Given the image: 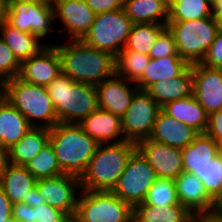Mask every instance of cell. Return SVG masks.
Segmentation results:
<instances>
[{
  "label": "cell",
  "instance_id": "obj_14",
  "mask_svg": "<svg viewBox=\"0 0 222 222\" xmlns=\"http://www.w3.org/2000/svg\"><path fill=\"white\" fill-rule=\"evenodd\" d=\"M136 145L137 150L154 169L157 177L175 180L184 171L181 149L150 138L141 140Z\"/></svg>",
  "mask_w": 222,
  "mask_h": 222
},
{
  "label": "cell",
  "instance_id": "obj_33",
  "mask_svg": "<svg viewBox=\"0 0 222 222\" xmlns=\"http://www.w3.org/2000/svg\"><path fill=\"white\" fill-rule=\"evenodd\" d=\"M24 166L37 181L63 174L50 142Z\"/></svg>",
  "mask_w": 222,
  "mask_h": 222
},
{
  "label": "cell",
  "instance_id": "obj_5",
  "mask_svg": "<svg viewBox=\"0 0 222 222\" xmlns=\"http://www.w3.org/2000/svg\"><path fill=\"white\" fill-rule=\"evenodd\" d=\"M4 98L20 111L32 127L53 128L58 124L47 88L19 77L4 82Z\"/></svg>",
  "mask_w": 222,
  "mask_h": 222
},
{
  "label": "cell",
  "instance_id": "obj_47",
  "mask_svg": "<svg viewBox=\"0 0 222 222\" xmlns=\"http://www.w3.org/2000/svg\"><path fill=\"white\" fill-rule=\"evenodd\" d=\"M193 222H222V215L219 212L214 214L195 215Z\"/></svg>",
  "mask_w": 222,
  "mask_h": 222
},
{
  "label": "cell",
  "instance_id": "obj_32",
  "mask_svg": "<svg viewBox=\"0 0 222 222\" xmlns=\"http://www.w3.org/2000/svg\"><path fill=\"white\" fill-rule=\"evenodd\" d=\"M166 26L153 23L133 24L124 49L149 55L156 38Z\"/></svg>",
  "mask_w": 222,
  "mask_h": 222
},
{
  "label": "cell",
  "instance_id": "obj_27",
  "mask_svg": "<svg viewBox=\"0 0 222 222\" xmlns=\"http://www.w3.org/2000/svg\"><path fill=\"white\" fill-rule=\"evenodd\" d=\"M123 9L134 24L168 23L169 2L166 0H124Z\"/></svg>",
  "mask_w": 222,
  "mask_h": 222
},
{
  "label": "cell",
  "instance_id": "obj_9",
  "mask_svg": "<svg viewBox=\"0 0 222 222\" xmlns=\"http://www.w3.org/2000/svg\"><path fill=\"white\" fill-rule=\"evenodd\" d=\"M3 19L21 32L31 33L51 45L50 34L57 27L52 3L7 2Z\"/></svg>",
  "mask_w": 222,
  "mask_h": 222
},
{
  "label": "cell",
  "instance_id": "obj_16",
  "mask_svg": "<svg viewBox=\"0 0 222 222\" xmlns=\"http://www.w3.org/2000/svg\"><path fill=\"white\" fill-rule=\"evenodd\" d=\"M193 95L208 115L222 108V69L202 63L192 65Z\"/></svg>",
  "mask_w": 222,
  "mask_h": 222
},
{
  "label": "cell",
  "instance_id": "obj_55",
  "mask_svg": "<svg viewBox=\"0 0 222 222\" xmlns=\"http://www.w3.org/2000/svg\"><path fill=\"white\" fill-rule=\"evenodd\" d=\"M3 222H17V221H15L13 218H9V219H7L6 221H3Z\"/></svg>",
  "mask_w": 222,
  "mask_h": 222
},
{
  "label": "cell",
  "instance_id": "obj_13",
  "mask_svg": "<svg viewBox=\"0 0 222 222\" xmlns=\"http://www.w3.org/2000/svg\"><path fill=\"white\" fill-rule=\"evenodd\" d=\"M36 186L40 195L51 207L61 210L66 215L76 213L78 197L82 191L79 177L61 174L38 180Z\"/></svg>",
  "mask_w": 222,
  "mask_h": 222
},
{
  "label": "cell",
  "instance_id": "obj_57",
  "mask_svg": "<svg viewBox=\"0 0 222 222\" xmlns=\"http://www.w3.org/2000/svg\"><path fill=\"white\" fill-rule=\"evenodd\" d=\"M129 222H137L134 218H132Z\"/></svg>",
  "mask_w": 222,
  "mask_h": 222
},
{
  "label": "cell",
  "instance_id": "obj_52",
  "mask_svg": "<svg viewBox=\"0 0 222 222\" xmlns=\"http://www.w3.org/2000/svg\"><path fill=\"white\" fill-rule=\"evenodd\" d=\"M4 98V81L0 80V102Z\"/></svg>",
  "mask_w": 222,
  "mask_h": 222
},
{
  "label": "cell",
  "instance_id": "obj_35",
  "mask_svg": "<svg viewBox=\"0 0 222 222\" xmlns=\"http://www.w3.org/2000/svg\"><path fill=\"white\" fill-rule=\"evenodd\" d=\"M204 184L207 194L217 202L222 197V155L219 154L200 171H194Z\"/></svg>",
  "mask_w": 222,
  "mask_h": 222
},
{
  "label": "cell",
  "instance_id": "obj_37",
  "mask_svg": "<svg viewBox=\"0 0 222 222\" xmlns=\"http://www.w3.org/2000/svg\"><path fill=\"white\" fill-rule=\"evenodd\" d=\"M21 63L0 37V80L7 81L19 76Z\"/></svg>",
  "mask_w": 222,
  "mask_h": 222
},
{
  "label": "cell",
  "instance_id": "obj_56",
  "mask_svg": "<svg viewBox=\"0 0 222 222\" xmlns=\"http://www.w3.org/2000/svg\"><path fill=\"white\" fill-rule=\"evenodd\" d=\"M218 212L222 215V206L218 209Z\"/></svg>",
  "mask_w": 222,
  "mask_h": 222
},
{
  "label": "cell",
  "instance_id": "obj_41",
  "mask_svg": "<svg viewBox=\"0 0 222 222\" xmlns=\"http://www.w3.org/2000/svg\"><path fill=\"white\" fill-rule=\"evenodd\" d=\"M95 14L112 12L123 8L124 0H85Z\"/></svg>",
  "mask_w": 222,
  "mask_h": 222
},
{
  "label": "cell",
  "instance_id": "obj_19",
  "mask_svg": "<svg viewBox=\"0 0 222 222\" xmlns=\"http://www.w3.org/2000/svg\"><path fill=\"white\" fill-rule=\"evenodd\" d=\"M78 125L99 144L125 141L121 118L112 112L98 108Z\"/></svg>",
  "mask_w": 222,
  "mask_h": 222
},
{
  "label": "cell",
  "instance_id": "obj_21",
  "mask_svg": "<svg viewBox=\"0 0 222 222\" xmlns=\"http://www.w3.org/2000/svg\"><path fill=\"white\" fill-rule=\"evenodd\" d=\"M161 107L166 103L193 95L194 76L190 65L180 76L169 82L161 80L145 90Z\"/></svg>",
  "mask_w": 222,
  "mask_h": 222
},
{
  "label": "cell",
  "instance_id": "obj_46",
  "mask_svg": "<svg viewBox=\"0 0 222 222\" xmlns=\"http://www.w3.org/2000/svg\"><path fill=\"white\" fill-rule=\"evenodd\" d=\"M212 12L218 30L222 31V0H215L212 3Z\"/></svg>",
  "mask_w": 222,
  "mask_h": 222
},
{
  "label": "cell",
  "instance_id": "obj_44",
  "mask_svg": "<svg viewBox=\"0 0 222 222\" xmlns=\"http://www.w3.org/2000/svg\"><path fill=\"white\" fill-rule=\"evenodd\" d=\"M12 202L0 188V222L12 218Z\"/></svg>",
  "mask_w": 222,
  "mask_h": 222
},
{
  "label": "cell",
  "instance_id": "obj_34",
  "mask_svg": "<svg viewBox=\"0 0 222 222\" xmlns=\"http://www.w3.org/2000/svg\"><path fill=\"white\" fill-rule=\"evenodd\" d=\"M149 55L122 49L116 56V75L136 82L150 61Z\"/></svg>",
  "mask_w": 222,
  "mask_h": 222
},
{
  "label": "cell",
  "instance_id": "obj_51",
  "mask_svg": "<svg viewBox=\"0 0 222 222\" xmlns=\"http://www.w3.org/2000/svg\"><path fill=\"white\" fill-rule=\"evenodd\" d=\"M61 222H80V220L74 214V215H67Z\"/></svg>",
  "mask_w": 222,
  "mask_h": 222
},
{
  "label": "cell",
  "instance_id": "obj_20",
  "mask_svg": "<svg viewBox=\"0 0 222 222\" xmlns=\"http://www.w3.org/2000/svg\"><path fill=\"white\" fill-rule=\"evenodd\" d=\"M198 134L195 129L178 122L161 109L149 138L170 147L183 149L189 145Z\"/></svg>",
  "mask_w": 222,
  "mask_h": 222
},
{
  "label": "cell",
  "instance_id": "obj_29",
  "mask_svg": "<svg viewBox=\"0 0 222 222\" xmlns=\"http://www.w3.org/2000/svg\"><path fill=\"white\" fill-rule=\"evenodd\" d=\"M37 180L27 171L25 166L9 164L0 178V188L5 192L12 204L21 203L27 198L29 191L36 186Z\"/></svg>",
  "mask_w": 222,
  "mask_h": 222
},
{
  "label": "cell",
  "instance_id": "obj_17",
  "mask_svg": "<svg viewBox=\"0 0 222 222\" xmlns=\"http://www.w3.org/2000/svg\"><path fill=\"white\" fill-rule=\"evenodd\" d=\"M98 107L122 118L131 105L134 95L139 91L135 82L116 74L95 85Z\"/></svg>",
  "mask_w": 222,
  "mask_h": 222
},
{
  "label": "cell",
  "instance_id": "obj_4",
  "mask_svg": "<svg viewBox=\"0 0 222 222\" xmlns=\"http://www.w3.org/2000/svg\"><path fill=\"white\" fill-rule=\"evenodd\" d=\"M46 88L58 123L79 124L99 108L95 85L75 82L61 73Z\"/></svg>",
  "mask_w": 222,
  "mask_h": 222
},
{
  "label": "cell",
  "instance_id": "obj_31",
  "mask_svg": "<svg viewBox=\"0 0 222 222\" xmlns=\"http://www.w3.org/2000/svg\"><path fill=\"white\" fill-rule=\"evenodd\" d=\"M213 16L209 0H171L168 22H182Z\"/></svg>",
  "mask_w": 222,
  "mask_h": 222
},
{
  "label": "cell",
  "instance_id": "obj_1",
  "mask_svg": "<svg viewBox=\"0 0 222 222\" xmlns=\"http://www.w3.org/2000/svg\"><path fill=\"white\" fill-rule=\"evenodd\" d=\"M62 73L73 81L97 85L116 74V57L109 52L87 46L81 40L54 44Z\"/></svg>",
  "mask_w": 222,
  "mask_h": 222
},
{
  "label": "cell",
  "instance_id": "obj_38",
  "mask_svg": "<svg viewBox=\"0 0 222 222\" xmlns=\"http://www.w3.org/2000/svg\"><path fill=\"white\" fill-rule=\"evenodd\" d=\"M167 56H179L174 36L166 26L155 40L149 57L152 59L164 58Z\"/></svg>",
  "mask_w": 222,
  "mask_h": 222
},
{
  "label": "cell",
  "instance_id": "obj_30",
  "mask_svg": "<svg viewBox=\"0 0 222 222\" xmlns=\"http://www.w3.org/2000/svg\"><path fill=\"white\" fill-rule=\"evenodd\" d=\"M194 216L181 203L167 206H151L141 203L134 208L137 222H193Z\"/></svg>",
  "mask_w": 222,
  "mask_h": 222
},
{
  "label": "cell",
  "instance_id": "obj_50",
  "mask_svg": "<svg viewBox=\"0 0 222 222\" xmlns=\"http://www.w3.org/2000/svg\"><path fill=\"white\" fill-rule=\"evenodd\" d=\"M6 9H7L6 0H0V20L4 18Z\"/></svg>",
  "mask_w": 222,
  "mask_h": 222
},
{
  "label": "cell",
  "instance_id": "obj_39",
  "mask_svg": "<svg viewBox=\"0 0 222 222\" xmlns=\"http://www.w3.org/2000/svg\"><path fill=\"white\" fill-rule=\"evenodd\" d=\"M66 216L64 212L47 203L32 207V222H61Z\"/></svg>",
  "mask_w": 222,
  "mask_h": 222
},
{
  "label": "cell",
  "instance_id": "obj_54",
  "mask_svg": "<svg viewBox=\"0 0 222 222\" xmlns=\"http://www.w3.org/2000/svg\"><path fill=\"white\" fill-rule=\"evenodd\" d=\"M219 152H220V154L222 155V141L219 142Z\"/></svg>",
  "mask_w": 222,
  "mask_h": 222
},
{
  "label": "cell",
  "instance_id": "obj_40",
  "mask_svg": "<svg viewBox=\"0 0 222 222\" xmlns=\"http://www.w3.org/2000/svg\"><path fill=\"white\" fill-rule=\"evenodd\" d=\"M202 64L212 67L222 69V31L218 30L213 43L211 44L209 50Z\"/></svg>",
  "mask_w": 222,
  "mask_h": 222
},
{
  "label": "cell",
  "instance_id": "obj_12",
  "mask_svg": "<svg viewBox=\"0 0 222 222\" xmlns=\"http://www.w3.org/2000/svg\"><path fill=\"white\" fill-rule=\"evenodd\" d=\"M56 23L63 25L65 40H83L95 20L96 14L85 0H51Z\"/></svg>",
  "mask_w": 222,
  "mask_h": 222
},
{
  "label": "cell",
  "instance_id": "obj_49",
  "mask_svg": "<svg viewBox=\"0 0 222 222\" xmlns=\"http://www.w3.org/2000/svg\"><path fill=\"white\" fill-rule=\"evenodd\" d=\"M6 2H25V3H52L51 0H6Z\"/></svg>",
  "mask_w": 222,
  "mask_h": 222
},
{
  "label": "cell",
  "instance_id": "obj_24",
  "mask_svg": "<svg viewBox=\"0 0 222 222\" xmlns=\"http://www.w3.org/2000/svg\"><path fill=\"white\" fill-rule=\"evenodd\" d=\"M185 172L193 173L204 168L219 152V143L206 133H199L194 140L181 149Z\"/></svg>",
  "mask_w": 222,
  "mask_h": 222
},
{
  "label": "cell",
  "instance_id": "obj_11",
  "mask_svg": "<svg viewBox=\"0 0 222 222\" xmlns=\"http://www.w3.org/2000/svg\"><path fill=\"white\" fill-rule=\"evenodd\" d=\"M161 106L146 92L139 90L121 118L125 141L137 144L152 133Z\"/></svg>",
  "mask_w": 222,
  "mask_h": 222
},
{
  "label": "cell",
  "instance_id": "obj_10",
  "mask_svg": "<svg viewBox=\"0 0 222 222\" xmlns=\"http://www.w3.org/2000/svg\"><path fill=\"white\" fill-rule=\"evenodd\" d=\"M154 169L136 150L129 158L112 192L133 209L143 203L147 191L156 181Z\"/></svg>",
  "mask_w": 222,
  "mask_h": 222
},
{
  "label": "cell",
  "instance_id": "obj_25",
  "mask_svg": "<svg viewBox=\"0 0 222 222\" xmlns=\"http://www.w3.org/2000/svg\"><path fill=\"white\" fill-rule=\"evenodd\" d=\"M25 116L5 98L0 102V145L9 149L31 128Z\"/></svg>",
  "mask_w": 222,
  "mask_h": 222
},
{
  "label": "cell",
  "instance_id": "obj_53",
  "mask_svg": "<svg viewBox=\"0 0 222 222\" xmlns=\"http://www.w3.org/2000/svg\"><path fill=\"white\" fill-rule=\"evenodd\" d=\"M216 203L219 209L222 206V197Z\"/></svg>",
  "mask_w": 222,
  "mask_h": 222
},
{
  "label": "cell",
  "instance_id": "obj_8",
  "mask_svg": "<svg viewBox=\"0 0 222 222\" xmlns=\"http://www.w3.org/2000/svg\"><path fill=\"white\" fill-rule=\"evenodd\" d=\"M134 209L112 191H84L78 197L75 215L80 222H129Z\"/></svg>",
  "mask_w": 222,
  "mask_h": 222
},
{
  "label": "cell",
  "instance_id": "obj_23",
  "mask_svg": "<svg viewBox=\"0 0 222 222\" xmlns=\"http://www.w3.org/2000/svg\"><path fill=\"white\" fill-rule=\"evenodd\" d=\"M161 109L178 122L186 124L198 133H205L209 115L194 95L166 103Z\"/></svg>",
  "mask_w": 222,
  "mask_h": 222
},
{
  "label": "cell",
  "instance_id": "obj_28",
  "mask_svg": "<svg viewBox=\"0 0 222 222\" xmlns=\"http://www.w3.org/2000/svg\"><path fill=\"white\" fill-rule=\"evenodd\" d=\"M50 129L31 127L28 132L8 149L11 164L24 166L49 142Z\"/></svg>",
  "mask_w": 222,
  "mask_h": 222
},
{
  "label": "cell",
  "instance_id": "obj_45",
  "mask_svg": "<svg viewBox=\"0 0 222 222\" xmlns=\"http://www.w3.org/2000/svg\"><path fill=\"white\" fill-rule=\"evenodd\" d=\"M23 202L30 205L31 207H36L37 205L46 203L45 199L40 195L37 186L33 187L29 191L28 197L24 198Z\"/></svg>",
  "mask_w": 222,
  "mask_h": 222
},
{
  "label": "cell",
  "instance_id": "obj_6",
  "mask_svg": "<svg viewBox=\"0 0 222 222\" xmlns=\"http://www.w3.org/2000/svg\"><path fill=\"white\" fill-rule=\"evenodd\" d=\"M178 54L189 65L201 63L218 32L214 17L182 22H168Z\"/></svg>",
  "mask_w": 222,
  "mask_h": 222
},
{
  "label": "cell",
  "instance_id": "obj_18",
  "mask_svg": "<svg viewBox=\"0 0 222 222\" xmlns=\"http://www.w3.org/2000/svg\"><path fill=\"white\" fill-rule=\"evenodd\" d=\"M174 181L179 202L193 215L218 212L217 203L207 194L204 184L195 174L183 171Z\"/></svg>",
  "mask_w": 222,
  "mask_h": 222
},
{
  "label": "cell",
  "instance_id": "obj_42",
  "mask_svg": "<svg viewBox=\"0 0 222 222\" xmlns=\"http://www.w3.org/2000/svg\"><path fill=\"white\" fill-rule=\"evenodd\" d=\"M205 133L217 143L222 141V108L209 115Z\"/></svg>",
  "mask_w": 222,
  "mask_h": 222
},
{
  "label": "cell",
  "instance_id": "obj_43",
  "mask_svg": "<svg viewBox=\"0 0 222 222\" xmlns=\"http://www.w3.org/2000/svg\"><path fill=\"white\" fill-rule=\"evenodd\" d=\"M12 218L17 222H32V207L24 202L13 204Z\"/></svg>",
  "mask_w": 222,
  "mask_h": 222
},
{
  "label": "cell",
  "instance_id": "obj_2",
  "mask_svg": "<svg viewBox=\"0 0 222 222\" xmlns=\"http://www.w3.org/2000/svg\"><path fill=\"white\" fill-rule=\"evenodd\" d=\"M137 145L130 141L99 144L80 177L81 190L112 191Z\"/></svg>",
  "mask_w": 222,
  "mask_h": 222
},
{
  "label": "cell",
  "instance_id": "obj_22",
  "mask_svg": "<svg viewBox=\"0 0 222 222\" xmlns=\"http://www.w3.org/2000/svg\"><path fill=\"white\" fill-rule=\"evenodd\" d=\"M190 65L180 56L150 59L143 75L135 82L139 90L145 91L155 82L180 76Z\"/></svg>",
  "mask_w": 222,
  "mask_h": 222
},
{
  "label": "cell",
  "instance_id": "obj_36",
  "mask_svg": "<svg viewBox=\"0 0 222 222\" xmlns=\"http://www.w3.org/2000/svg\"><path fill=\"white\" fill-rule=\"evenodd\" d=\"M143 203L151 206L179 204L175 181L170 178L157 177L154 184L147 191Z\"/></svg>",
  "mask_w": 222,
  "mask_h": 222
},
{
  "label": "cell",
  "instance_id": "obj_7",
  "mask_svg": "<svg viewBox=\"0 0 222 222\" xmlns=\"http://www.w3.org/2000/svg\"><path fill=\"white\" fill-rule=\"evenodd\" d=\"M133 24L123 8L99 13L82 41L89 47L109 52L116 57L124 48Z\"/></svg>",
  "mask_w": 222,
  "mask_h": 222
},
{
  "label": "cell",
  "instance_id": "obj_48",
  "mask_svg": "<svg viewBox=\"0 0 222 222\" xmlns=\"http://www.w3.org/2000/svg\"><path fill=\"white\" fill-rule=\"evenodd\" d=\"M10 164L8 149L0 145V178Z\"/></svg>",
  "mask_w": 222,
  "mask_h": 222
},
{
  "label": "cell",
  "instance_id": "obj_26",
  "mask_svg": "<svg viewBox=\"0 0 222 222\" xmlns=\"http://www.w3.org/2000/svg\"><path fill=\"white\" fill-rule=\"evenodd\" d=\"M0 37L20 63L36 55L46 46V43H43L37 36L21 32L9 25L4 19L0 20Z\"/></svg>",
  "mask_w": 222,
  "mask_h": 222
},
{
  "label": "cell",
  "instance_id": "obj_15",
  "mask_svg": "<svg viewBox=\"0 0 222 222\" xmlns=\"http://www.w3.org/2000/svg\"><path fill=\"white\" fill-rule=\"evenodd\" d=\"M62 73L59 53L53 44L46 45L36 55L21 63L19 78L47 87Z\"/></svg>",
  "mask_w": 222,
  "mask_h": 222
},
{
  "label": "cell",
  "instance_id": "obj_3",
  "mask_svg": "<svg viewBox=\"0 0 222 222\" xmlns=\"http://www.w3.org/2000/svg\"><path fill=\"white\" fill-rule=\"evenodd\" d=\"M49 142L62 173L79 178L99 146L78 124H56L50 128Z\"/></svg>",
  "mask_w": 222,
  "mask_h": 222
}]
</instances>
